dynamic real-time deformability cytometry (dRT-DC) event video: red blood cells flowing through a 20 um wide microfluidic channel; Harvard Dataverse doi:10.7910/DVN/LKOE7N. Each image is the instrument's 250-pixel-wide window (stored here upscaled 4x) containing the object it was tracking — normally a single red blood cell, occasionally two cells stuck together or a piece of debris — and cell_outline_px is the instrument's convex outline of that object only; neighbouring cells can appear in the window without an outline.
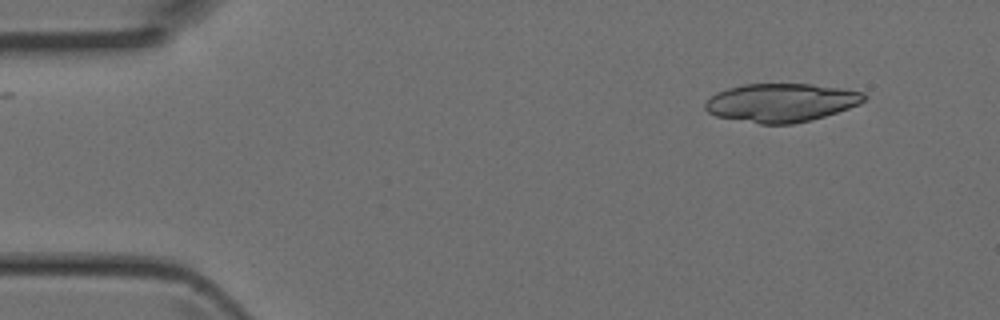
{"species": "Egyptian fruit bat (a non-hibernating species)", "species_latin": "Rousettus aegyptiacus", "temperature_condition": "room temperature", "stored_images_in_passage": 3, "camera_frame_rate_fps": 3000, "um_per_image_px": 0.085, "animal": {"sex": "female"}, "frame": {"image": 1, "passage_image": 1, "time_ms": 0.0, "image_size_px": [1000, 320], "cell_outline_px": [[868, 96], [860, 104], [812, 120], [792, 124], [760, 124], [716, 116], [708, 112], [704, 108], [704, 104], [716, 92], [728, 88], [744, 84], [812, 84], [840, 88], [864, 92]], "centroid_in_image_um": [66.4, 8.72], "position_along_channel_um": 18.6, "area_um2": 35.6}}
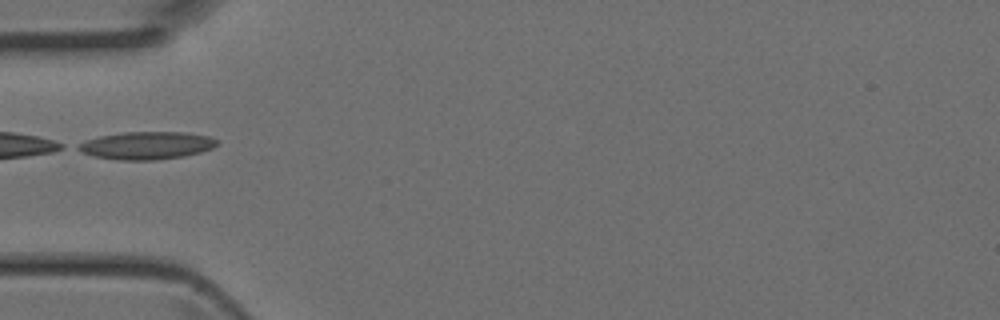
{"frame": {"image": 2, "passage_image": 3, "time_ms": 0.667, "image_size_px": [1000, 320], "cell_outline_px": [[220, 144], [212, 148], [200, 152], [184, 156], [152, 160], [120, 160], [96, 156], [80, 152], [72, 148], [76, 144], [84, 140], [100, 136], [124, 132], [184, 132], [208, 136], [220, 140]], "centroid_in_image_um": [12.43, 12.36], "position_along_channel_um": 72.6, "area_um2": 22.6}}